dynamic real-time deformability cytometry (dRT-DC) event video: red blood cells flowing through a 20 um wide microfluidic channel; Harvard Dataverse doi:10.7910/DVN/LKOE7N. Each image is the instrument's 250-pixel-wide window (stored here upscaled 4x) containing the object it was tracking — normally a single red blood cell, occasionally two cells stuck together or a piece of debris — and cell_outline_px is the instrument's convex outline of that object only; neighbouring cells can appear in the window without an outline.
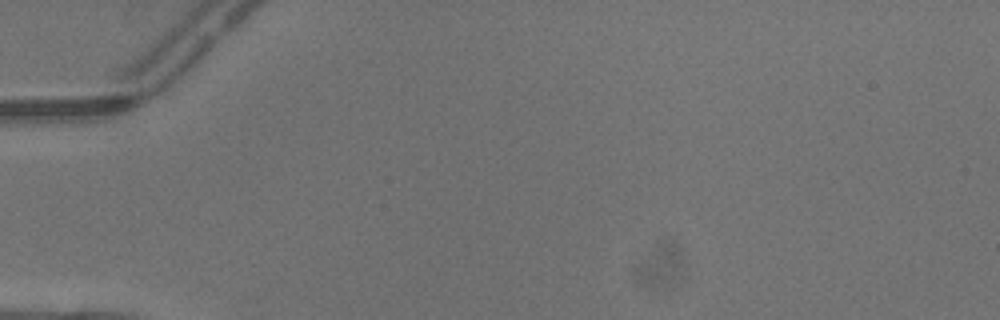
{"species": "common noctule bat (a hibernating species)", "species_latin": "Nyctalus noctula", "temperature_condition": "warm", "stored_images_in_passage": 3, "camera_frame_rate_fps": 3000, "um_per_image_px": 0.085, "animal": {"sex": "male", "body_mass_g": 13.3}, "frame": {"image": 1, "passage_image": 1, "time_ms": 0.0, "image_size_px": [1000, 320], "cell_outline_px": [[208, 72], [200, 84], [192, 92], [172, 104], [168, 104], [160, 84], [208, 36]], "centroid_in_image_um": [15.91, 6.34], "position_along_channel_um": 69.1, "area_um2": 11.39}}